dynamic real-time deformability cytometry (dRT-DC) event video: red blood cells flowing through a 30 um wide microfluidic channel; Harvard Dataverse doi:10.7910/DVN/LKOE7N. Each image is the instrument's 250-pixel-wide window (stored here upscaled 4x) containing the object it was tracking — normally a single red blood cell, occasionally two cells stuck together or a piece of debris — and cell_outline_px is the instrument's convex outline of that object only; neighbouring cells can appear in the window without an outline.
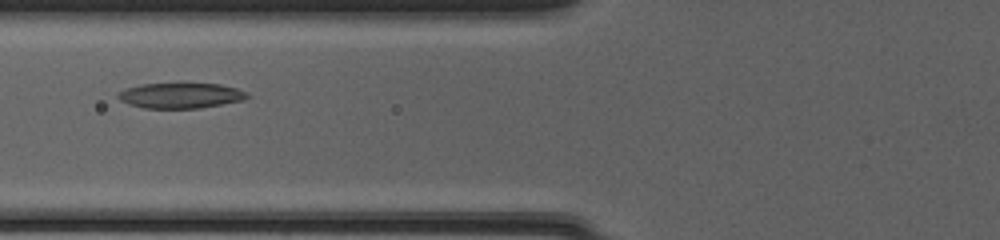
{"species": "common noctule bat (a hibernating species)", "species_latin": "Nyctalus noctula", "temperature_condition": "cold", "stored_images_in_passage": 36, "camera_frame_rate_fps": 3000, "um_per_image_px": 0.085, "animal": {"sex": "female", "body_mass_g": 20.0, "forearm_length_mm": 54.0}, "frame": {"image": 1, "passage_image": 7, "time_ms": 2.0, "image_size_px": [1000, 240], "cell_outline_px": [[248, 96], [244, 100], [200, 108], [144, 108], [128, 104], [120, 100], [116, 96], [120, 92], [128, 88], [140, 84], [184, 80], [220, 84], [236, 88], [248, 92]], "centroid_in_image_um": [15.36, 8.06], "position_along_channel_um": 110.4, "area_um2": 20.06}}
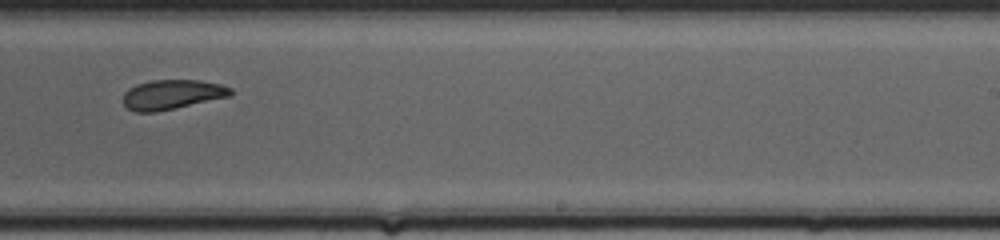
{"frame": {"image": 2, "passage_image": 19, "time_ms": 6.0, "image_size_px": [1000, 240], "cell_outline_px": [[232, 96], [156, 112], [136, 112], [128, 108], [124, 104], [124, 92], [128, 88], [136, 84], [152, 80], [200, 80], [220, 84], [232, 88]], "centroid_in_image_um": [14.64, 8.03], "position_along_channel_um": 274.4, "area_um2": 18.61}}
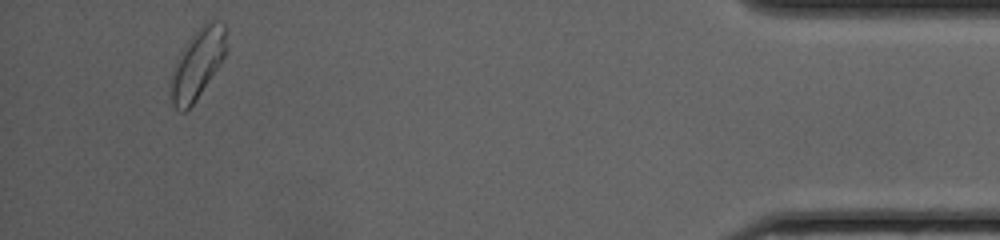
{"frame": {"image": 3, "passage_image": 34, "time_ms": 11.0, "image_size_px": [1000, 240], "cell_outline_px": [[228, 48], [220, 64], [192, 104], [184, 112], [180, 112], [172, 104], [168, 84], [176, 56], [188, 40], [208, 20], [216, 20], [224, 24]], "centroid_in_image_um": [16.75, 5.42], "position_along_channel_um": 418.5, "area_um2": 22.66}, "authors_computed_cell_mechanics": {"area_um2": 19.4786, "velocity_mm_per_s": 4.1068, "shape_relaxation_time_tau1_ms": 7.5787, "shape_relaxation_time_tau2_ms": 3.6963, "deformation_change_tau1": 0.1709, "deformation_change_tau2": 0.1015}}